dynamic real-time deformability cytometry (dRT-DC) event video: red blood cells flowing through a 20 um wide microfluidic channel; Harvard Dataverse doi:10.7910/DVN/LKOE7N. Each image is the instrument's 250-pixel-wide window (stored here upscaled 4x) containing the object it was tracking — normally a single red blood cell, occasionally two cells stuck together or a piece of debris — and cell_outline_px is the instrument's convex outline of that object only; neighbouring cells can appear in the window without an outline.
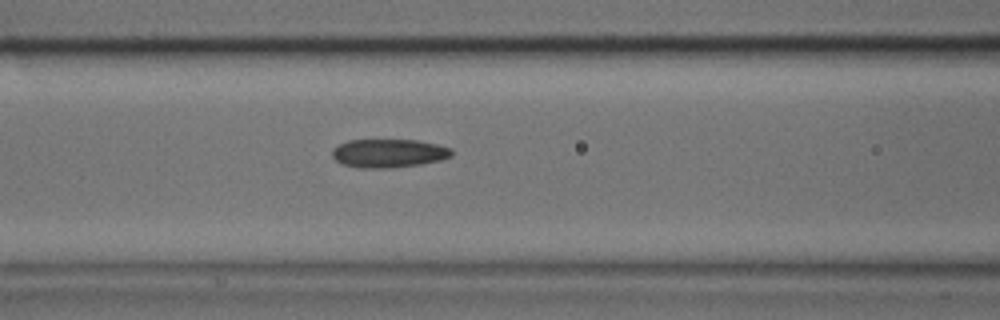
{"species": "common noctule bat (a hibernating species)", "species_latin": "Nyctalus noctula", "temperature_condition": "cold", "stored_images_in_passage": 32, "camera_frame_rate_fps": 3000, "um_per_image_px": 0.085, "animal": {"sex": "male", "body_mass_g": 17.9, "forearm_length_mm": 54.2}, "frame": {"image": 1, "passage_image": 8, "time_ms": 2.333, "image_size_px": [1000, 320], "cell_outline_px": [[452, 156], [440, 160], [420, 164], [388, 168], [364, 168], [344, 164], [336, 160], [332, 156], [332, 148], [348, 140], [416, 140], [436, 144], [452, 148]], "centroid_in_image_um": [33.04, 13.02], "position_along_channel_um": 133.6, "area_um2": 19.71}}
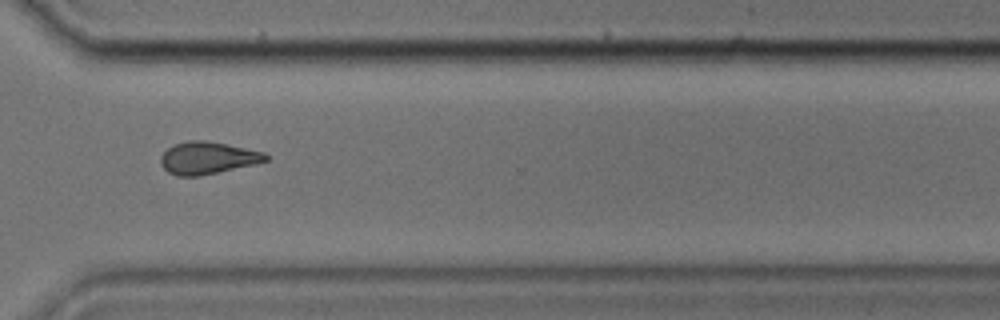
{"frame": {"image": 2, "passage_image": 24, "time_ms": 7.667, "image_size_px": [1000, 320], "cell_outline_px": [[268, 160], [256, 164], [200, 176], [176, 176], [168, 172], [160, 164], [160, 156], [168, 148], [176, 144], [188, 140], [208, 140], [228, 144], [264, 152], [268, 156]], "centroid_in_image_um": [17.65, 13.42], "position_along_channel_um": 353.0, "area_um2": 19.88}}
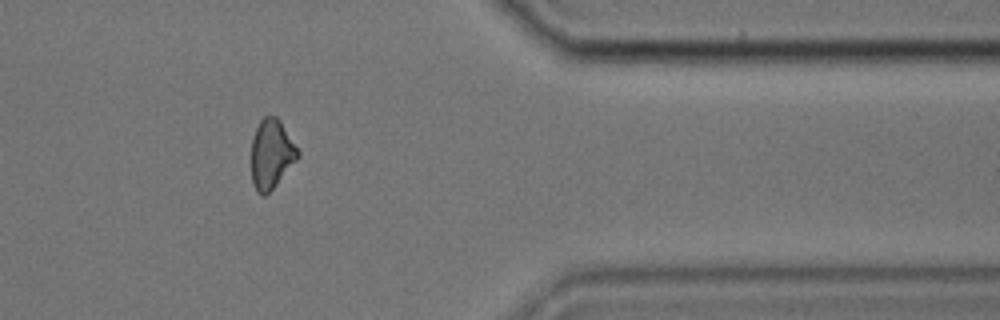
{"frame": {"image": 3, "passage_image": 28, "time_ms": 9.0, "image_size_px": [1000, 320], "cell_outline_px": [[300, 156], [276, 184], [264, 196], [260, 196], [256, 192], [252, 180], [252, 136], [260, 120], [264, 116], [276, 116], [280, 120], [300, 152]], "centroid_in_image_um": [23.06, 13.08], "position_along_channel_um": 388.3, "area_um2": 18.67}}